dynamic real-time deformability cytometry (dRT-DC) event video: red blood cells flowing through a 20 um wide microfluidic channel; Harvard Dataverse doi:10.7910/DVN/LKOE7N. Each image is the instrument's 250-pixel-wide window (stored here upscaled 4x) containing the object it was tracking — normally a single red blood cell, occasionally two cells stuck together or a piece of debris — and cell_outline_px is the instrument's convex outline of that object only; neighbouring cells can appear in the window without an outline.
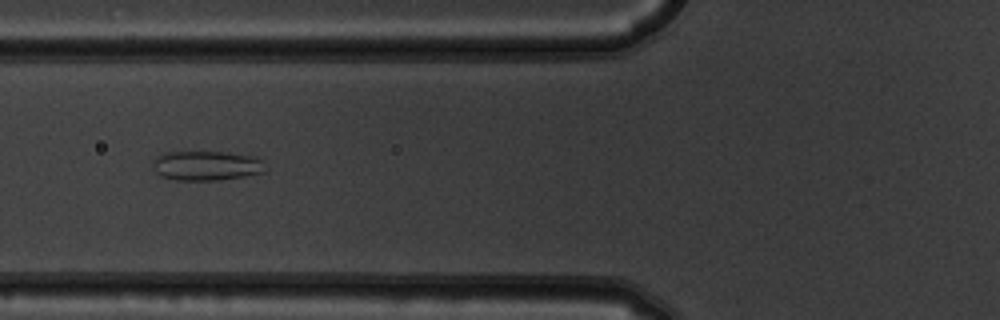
{"species": "common noctule bat (a hibernating species)", "species_latin": "Nyctalus noctula", "temperature_condition": "warm", "stored_images_in_passage": 9, "camera_frame_rate_fps": 3000, "um_per_image_px": 0.085, "animal": {"sex": "male", "body_mass_g": 19.5, "forearm_length_mm": 54.6}, "frame": {"image": 1, "passage_image": 6, "time_ms": 1.667, "image_size_px": [1000, 320], "cell_outline_px": [[264, 172], [244, 176], [220, 180], [176, 180], [160, 176], [152, 168], [152, 164], [156, 156], [164, 152], [224, 152], [256, 156], [260, 160]], "centroid_in_image_um": [17.48, 14.08], "position_along_channel_um": 108.3, "area_um2": 19.36}}
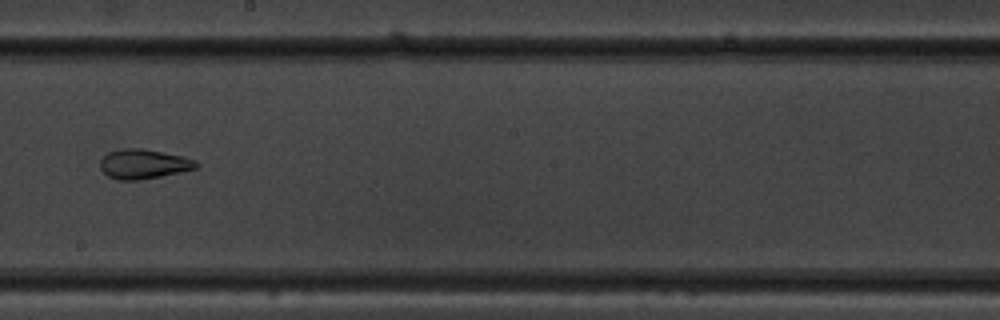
{"frame": {"image": 2, "passage_image": 9, "time_ms": 2.667, "image_size_px": [1000, 320], "cell_outline_px": [[200, 164], [196, 168], [180, 172], [140, 180], [116, 180], [108, 176], [100, 168], [100, 160], [108, 152], [124, 148], [144, 148], [184, 156], [196, 160]], "centroid_in_image_um": [12.21, 13.93], "position_along_channel_um": 236.0, "area_um2": 16.7}}